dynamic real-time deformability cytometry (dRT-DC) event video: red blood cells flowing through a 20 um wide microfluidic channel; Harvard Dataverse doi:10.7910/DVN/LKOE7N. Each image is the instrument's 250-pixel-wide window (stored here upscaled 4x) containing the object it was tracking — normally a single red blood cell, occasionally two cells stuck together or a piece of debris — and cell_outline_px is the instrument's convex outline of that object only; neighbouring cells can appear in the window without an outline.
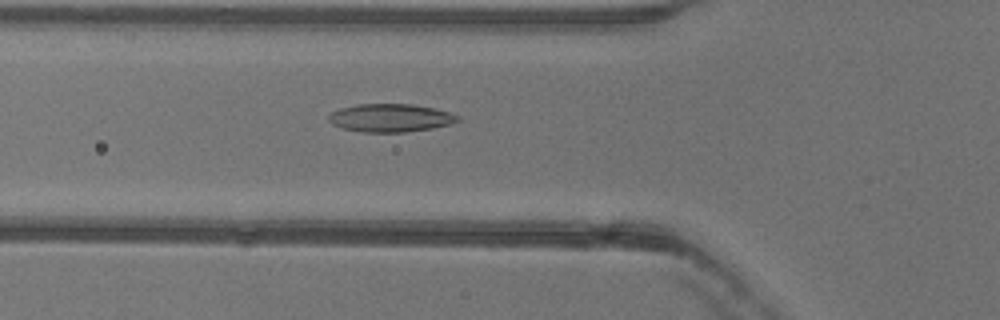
{"species": "common noctule bat (a hibernating species)", "species_latin": "Nyctalus noctula", "temperature_condition": "warm", "stored_images_in_passage": 41, "camera_frame_rate_fps": 3000, "um_per_image_px": 0.085, "animal": {"sex": "female"}, "frame": {"image": 1, "passage_image": 8, "time_ms": 2.333, "image_size_px": [1000, 320], "cell_outline_px": [[460, 120], [452, 124], [432, 128], [404, 132], [360, 132], [340, 128], [332, 124], [328, 120], [328, 116], [332, 112], [340, 108], [356, 104], [412, 104], [452, 112], [460, 116]], "centroid_in_image_um": [33.19, 10.02], "position_along_channel_um": 92.6, "area_um2": 21.33}}
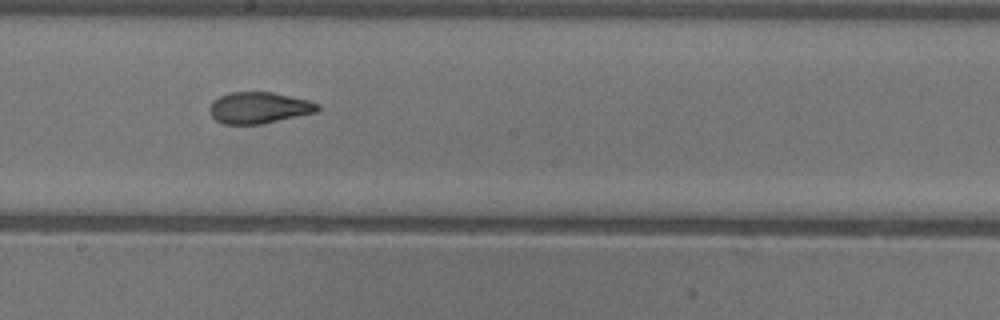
{"frame": {"image": 2, "passage_image": 18, "time_ms": 5.667, "image_size_px": [1000, 320], "cell_outline_px": [[320, 108], [316, 112], [260, 124], [224, 124], [216, 120], [212, 116], [208, 108], [212, 100], [228, 92], [272, 92], [308, 100], [320, 104]], "centroid_in_image_um": [21.98, 9.15], "position_along_channel_um": 226.2, "area_um2": 19.71}}
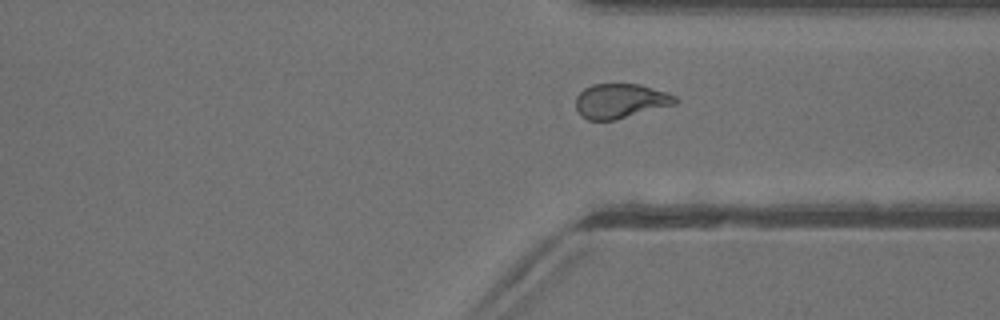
{"frame": {"image": 3, "passage_image": 28, "time_ms": 9.0, "image_size_px": [1000, 320], "cell_outline_px": [[676, 104], [616, 120], [588, 120], [580, 116], [576, 108], [576, 96], [584, 88], [592, 84], [640, 84], [668, 92], [676, 96]], "centroid_in_image_um": [52.73, 8.58], "position_along_channel_um": 358.7, "area_um2": 20.23}, "authors_computed_cell_mechanics": {"area_um2": 20.4612, "velocity_mm_per_s": 3.9867, "shape_relaxation_time_tau1_ms": 8.6879, "shape_relaxation_time_tau2_ms": 1.4702, "deformation_change_tau1": 0.236, "deformation_change_tau2": 0.0781}}